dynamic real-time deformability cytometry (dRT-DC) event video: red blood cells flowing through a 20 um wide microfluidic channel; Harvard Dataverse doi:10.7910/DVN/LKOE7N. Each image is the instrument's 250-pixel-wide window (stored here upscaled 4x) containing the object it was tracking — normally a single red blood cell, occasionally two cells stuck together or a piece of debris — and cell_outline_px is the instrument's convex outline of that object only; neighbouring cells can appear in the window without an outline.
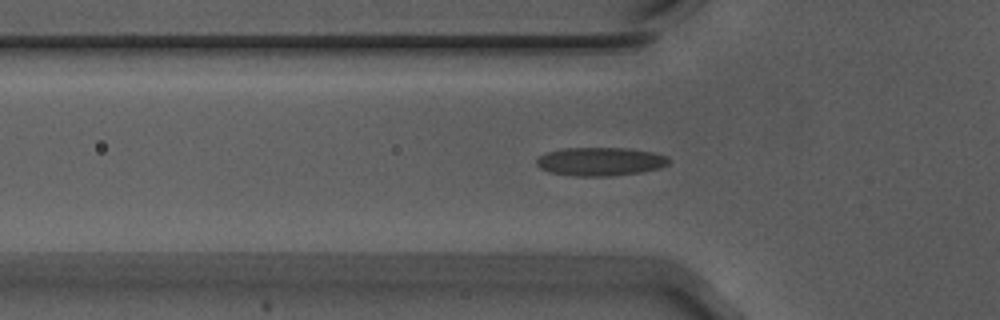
{"species": "Egyptian fruit bat (a non-hibernating species)", "species_latin": "Rousettus aegyptiacus", "temperature_condition": "warm", "stored_images_in_passage": 48, "camera_frame_rate_fps": 3000, "um_per_image_px": 0.085, "animal": {"sex": "male"}, "frame": {"image": 1, "passage_image": 17, "time_ms": 5.333, "image_size_px": [1000, 320], "cell_outline_px": [[672, 160], [668, 164], [660, 168], [640, 172], [612, 176], [576, 176], [548, 172], [540, 168], [536, 164], [536, 160], [540, 156], [548, 152], [564, 148], [628, 148], [652, 152], [668, 156]], "centroid_in_image_um": [51.05, 13.73], "position_along_channel_um": 74.7, "area_um2": 22.02}}
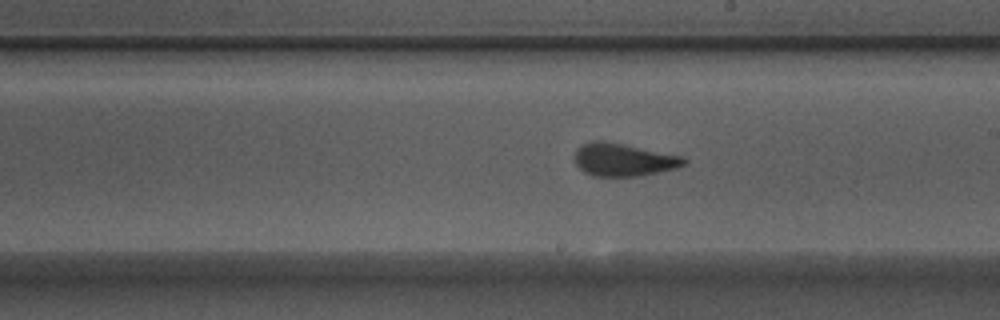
{"frame": {"image": 2, "passage_image": 30, "time_ms": 9.667, "image_size_px": [1000, 320], "cell_outline_px": [[688, 164], [676, 168], [640, 176], [592, 176], [584, 172], [576, 164], [576, 148], [592, 140], [600, 140], [624, 144], [684, 156], [688, 160]], "centroid_in_image_um": [53.04, 13.58], "position_along_channel_um": 236.0, "area_um2": 20.98}}
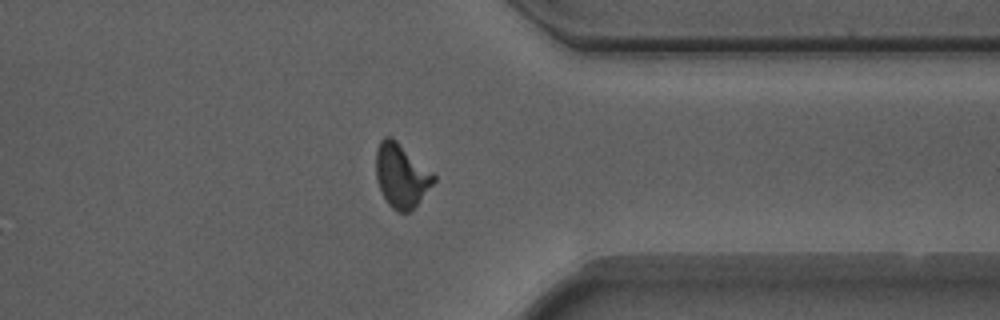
{"frame": {"image": 3, "passage_image": 42, "time_ms": 13.667, "image_size_px": [1000, 320], "cell_outline_px": [[436, 180], [416, 204], [408, 212], [396, 212], [388, 204], [380, 188], [376, 176], [376, 148], [380, 140], [384, 136], [392, 136], [432, 172], [436, 176]], "centroid_in_image_um": [34.09, 14.89], "position_along_channel_um": 377.3, "area_um2": 21.21}, "authors_computed_cell_mechanics": {"area_um2": 20.8658, "velocity_mm_per_s": 3.7105, "shape_relaxation_time_tau1_ms": 6.5301, "shape_relaxation_time_tau2_ms": 1.0815, "deformation_change_tau1": 0.1818, "deformation_change_tau2": 0.0899}}